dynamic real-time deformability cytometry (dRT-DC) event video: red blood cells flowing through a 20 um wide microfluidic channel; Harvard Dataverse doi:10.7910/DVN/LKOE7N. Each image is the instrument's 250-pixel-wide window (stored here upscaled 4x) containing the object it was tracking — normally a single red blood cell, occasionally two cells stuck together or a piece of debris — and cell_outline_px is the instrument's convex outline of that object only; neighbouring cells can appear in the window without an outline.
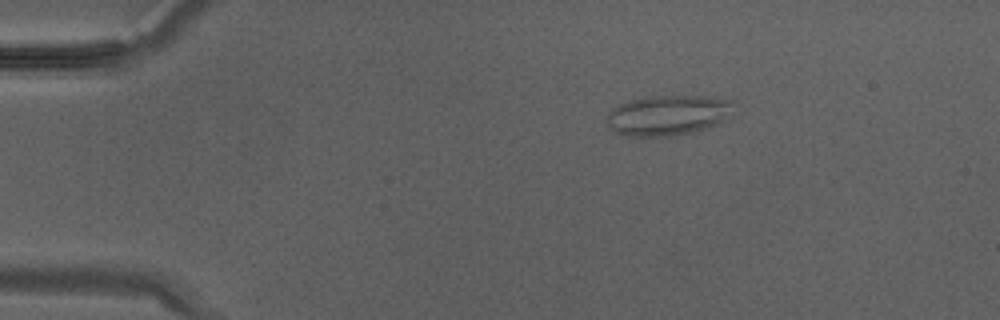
{"species": "Egyptian fruit bat (a non-hibernating species)", "species_latin": "Rousettus aegyptiacus", "temperature_condition": "warm", "stored_images_in_passage": 29, "camera_frame_rate_fps": 3000, "um_per_image_px": 0.085, "animal": {"sex": "male"}, "frame": {"image": 1, "passage_image": 1, "time_ms": 0.0, "image_size_px": [1000, 320], "cell_outline_px": [[732, 116], [708, 128], [692, 132], [672, 136], [628, 136], [612, 132], [604, 120], [604, 116], [612, 108], [628, 100], [644, 96], [708, 96], [732, 100]], "centroid_in_image_um": [56.72, 9.79], "position_along_channel_um": 28.3, "area_um2": 30.35}}
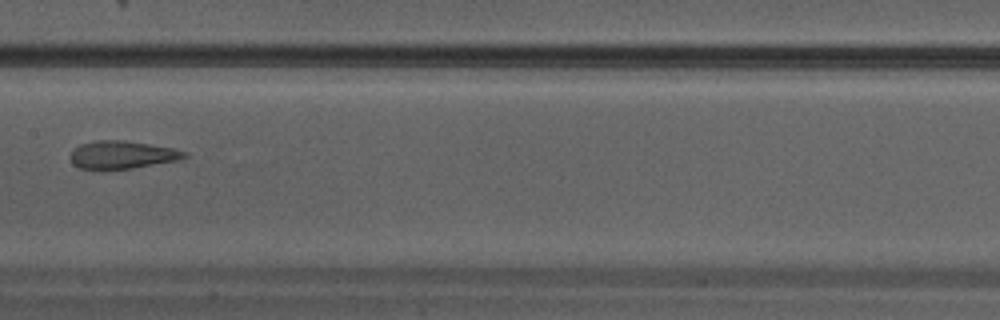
{"frame": {"image": 2, "passage_image": 13, "time_ms": 4.0, "image_size_px": [1000, 320], "cell_outline_px": [[188, 156], [176, 160], [132, 168], [80, 168], [72, 164], [72, 152], [80, 144], [96, 140], [124, 140], [176, 148], [188, 152]], "centroid_in_image_um": [10.43, 13.13], "position_along_channel_um": 197.0, "area_um2": 18.15}}